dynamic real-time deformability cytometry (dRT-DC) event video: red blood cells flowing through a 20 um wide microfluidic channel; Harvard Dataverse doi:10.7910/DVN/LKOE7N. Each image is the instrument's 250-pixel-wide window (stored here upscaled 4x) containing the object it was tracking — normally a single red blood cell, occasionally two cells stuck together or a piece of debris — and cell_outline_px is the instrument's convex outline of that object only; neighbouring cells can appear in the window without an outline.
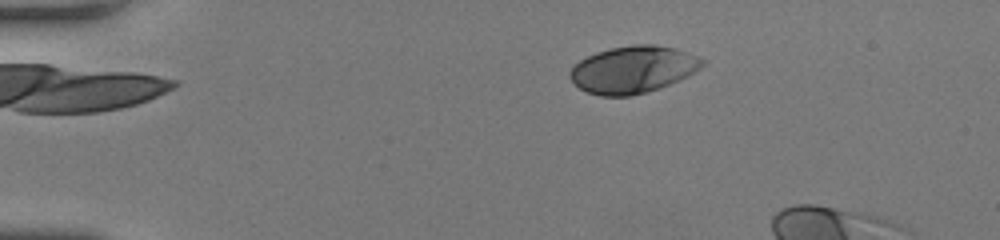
{"species": "human", "species_latin": "Homo sapiens", "temperature_condition": "room temperature", "stored_images_in_passage": 42, "camera_frame_rate_fps": 3000, "um_per_image_px": 0.085, "donor": {"sex": "female"}, "frame": {"image": 1, "passage_image": 3, "time_ms": 0.667, "image_size_px": [1000, 240], "cell_outline_px": [[704, 64], [700, 68], [688, 76], [680, 80], [660, 88], [632, 96], [600, 96], [588, 92], [580, 88], [568, 76], [568, 72], [580, 60], [596, 52], [612, 48], [632, 44], [656, 44], [676, 48], [688, 52], [704, 60]], "centroid_in_image_um": [53.82, 5.91], "position_along_channel_um": 31.2, "area_um2": 36.36}}
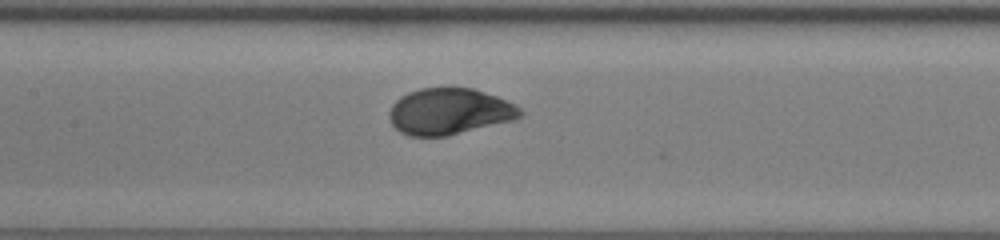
{"frame": {"image": 2, "passage_image": 19, "time_ms": 6.0, "image_size_px": [1000, 240], "cell_outline_px": [[524, 112], [520, 116], [512, 120], [448, 136], [408, 136], [400, 132], [392, 124], [388, 116], [388, 112], [392, 104], [400, 96], [408, 92], [420, 88], [472, 88], [496, 96], [516, 104]], "centroid_in_image_um": [38.17, 9.48], "position_along_channel_um": 169.2, "area_um2": 35.37}}
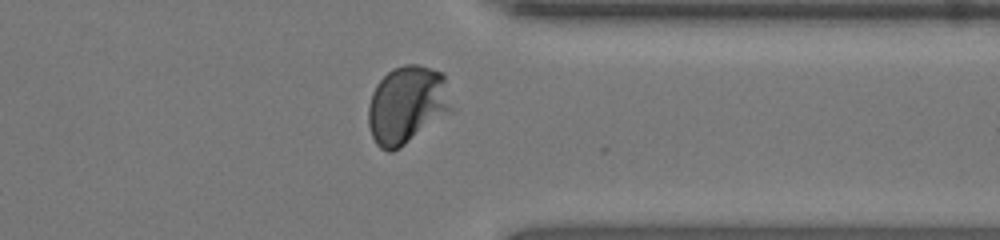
{"frame": {"image": 3, "passage_image": 35, "time_ms": 11.333, "image_size_px": [1000, 240], "cell_outline_px": [[452, 112], [400, 148], [392, 152], [388, 152], [380, 148], [376, 144], [372, 136], [368, 124], [368, 104], [372, 92], [376, 84], [392, 68], [404, 64], [416, 64], [444, 72], [452, 108]], "centroid_in_image_um": [34.59, 8.92], "position_along_channel_um": 376.8, "area_um2": 38.21}, "authors_computed_cell_mechanics": {"area_um2": 35.836, "velocity_mm_per_s": 3.9216, "shape_relaxation_time_tau1_ms": 2.6427, "shape_relaxation_time_tau2_ms": null, "deformation_change_tau1": 0.1654, "deformation_change_tau2": null}}